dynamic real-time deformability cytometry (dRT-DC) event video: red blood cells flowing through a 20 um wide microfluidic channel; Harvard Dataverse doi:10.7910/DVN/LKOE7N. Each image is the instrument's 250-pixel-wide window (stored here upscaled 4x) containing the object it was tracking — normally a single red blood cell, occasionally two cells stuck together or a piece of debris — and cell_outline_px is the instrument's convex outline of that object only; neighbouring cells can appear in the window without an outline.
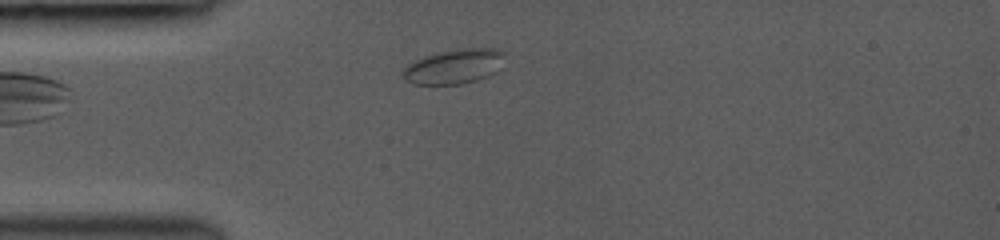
{"species": "common noctule bat (a hibernating species)", "species_latin": "Nyctalus noctula", "temperature_condition": "room temperature", "stored_images_in_passage": 3, "camera_frame_rate_fps": 3000, "um_per_image_px": 0.085, "animal": {"sex": "female", "body_mass_g": 19.0, "forearm_length_mm": 53.3}, "frame": {"image": 1, "passage_image": 3, "time_ms": 2.333, "image_size_px": [1000, 240], "cell_outline_px": [[504, 56], [496, 72], [488, 76], [476, 80], [460, 84], [412, 84], [404, 80], [404, 68], [412, 60], [424, 56], [440, 52], [460, 48], [500, 48], [504, 52]], "centroid_in_image_um": [38.59, 5.64], "position_along_channel_um": 46.4, "area_um2": 20.58}}